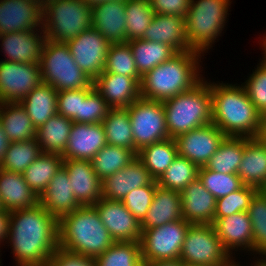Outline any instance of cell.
<instances>
[{"instance_id": "cell-36", "label": "cell", "mask_w": 266, "mask_h": 266, "mask_svg": "<svg viewBox=\"0 0 266 266\" xmlns=\"http://www.w3.org/2000/svg\"><path fill=\"white\" fill-rule=\"evenodd\" d=\"M245 148V137H225L205 167L223 174H237Z\"/></svg>"}, {"instance_id": "cell-44", "label": "cell", "mask_w": 266, "mask_h": 266, "mask_svg": "<svg viewBox=\"0 0 266 266\" xmlns=\"http://www.w3.org/2000/svg\"><path fill=\"white\" fill-rule=\"evenodd\" d=\"M102 73H116L132 78H142L137 71L132 49L128 43L110 45Z\"/></svg>"}, {"instance_id": "cell-29", "label": "cell", "mask_w": 266, "mask_h": 266, "mask_svg": "<svg viewBox=\"0 0 266 266\" xmlns=\"http://www.w3.org/2000/svg\"><path fill=\"white\" fill-rule=\"evenodd\" d=\"M183 219L181 194L157 186L149 210L140 222L141 229H150Z\"/></svg>"}, {"instance_id": "cell-32", "label": "cell", "mask_w": 266, "mask_h": 266, "mask_svg": "<svg viewBox=\"0 0 266 266\" xmlns=\"http://www.w3.org/2000/svg\"><path fill=\"white\" fill-rule=\"evenodd\" d=\"M0 120L10 142L36 138V128L20 103H0Z\"/></svg>"}, {"instance_id": "cell-51", "label": "cell", "mask_w": 266, "mask_h": 266, "mask_svg": "<svg viewBox=\"0 0 266 266\" xmlns=\"http://www.w3.org/2000/svg\"><path fill=\"white\" fill-rule=\"evenodd\" d=\"M49 266H98L95 258L82 256L58 247L50 258Z\"/></svg>"}, {"instance_id": "cell-5", "label": "cell", "mask_w": 266, "mask_h": 266, "mask_svg": "<svg viewBox=\"0 0 266 266\" xmlns=\"http://www.w3.org/2000/svg\"><path fill=\"white\" fill-rule=\"evenodd\" d=\"M169 137L212 123L210 81L205 78L194 88L162 102Z\"/></svg>"}, {"instance_id": "cell-18", "label": "cell", "mask_w": 266, "mask_h": 266, "mask_svg": "<svg viewBox=\"0 0 266 266\" xmlns=\"http://www.w3.org/2000/svg\"><path fill=\"white\" fill-rule=\"evenodd\" d=\"M69 182L80 206H94L102 198V181L96 175L90 160H63Z\"/></svg>"}, {"instance_id": "cell-61", "label": "cell", "mask_w": 266, "mask_h": 266, "mask_svg": "<svg viewBox=\"0 0 266 266\" xmlns=\"http://www.w3.org/2000/svg\"><path fill=\"white\" fill-rule=\"evenodd\" d=\"M0 210H3V207H2V205H1V201H0Z\"/></svg>"}, {"instance_id": "cell-16", "label": "cell", "mask_w": 266, "mask_h": 266, "mask_svg": "<svg viewBox=\"0 0 266 266\" xmlns=\"http://www.w3.org/2000/svg\"><path fill=\"white\" fill-rule=\"evenodd\" d=\"M42 3L38 0H0V34L42 29Z\"/></svg>"}, {"instance_id": "cell-22", "label": "cell", "mask_w": 266, "mask_h": 266, "mask_svg": "<svg viewBox=\"0 0 266 266\" xmlns=\"http://www.w3.org/2000/svg\"><path fill=\"white\" fill-rule=\"evenodd\" d=\"M126 1H108L91 7L92 27L111 44L127 43Z\"/></svg>"}, {"instance_id": "cell-6", "label": "cell", "mask_w": 266, "mask_h": 266, "mask_svg": "<svg viewBox=\"0 0 266 266\" xmlns=\"http://www.w3.org/2000/svg\"><path fill=\"white\" fill-rule=\"evenodd\" d=\"M231 0H191L185 17L186 37L190 48L203 55L222 36L229 17Z\"/></svg>"}, {"instance_id": "cell-42", "label": "cell", "mask_w": 266, "mask_h": 266, "mask_svg": "<svg viewBox=\"0 0 266 266\" xmlns=\"http://www.w3.org/2000/svg\"><path fill=\"white\" fill-rule=\"evenodd\" d=\"M125 16L127 42L141 39L154 16L150 0H127Z\"/></svg>"}, {"instance_id": "cell-7", "label": "cell", "mask_w": 266, "mask_h": 266, "mask_svg": "<svg viewBox=\"0 0 266 266\" xmlns=\"http://www.w3.org/2000/svg\"><path fill=\"white\" fill-rule=\"evenodd\" d=\"M42 30L47 40L66 43L92 27L91 6L81 0H43Z\"/></svg>"}, {"instance_id": "cell-48", "label": "cell", "mask_w": 266, "mask_h": 266, "mask_svg": "<svg viewBox=\"0 0 266 266\" xmlns=\"http://www.w3.org/2000/svg\"><path fill=\"white\" fill-rule=\"evenodd\" d=\"M157 186V181L153 180L149 185L132 190L122 199L121 202L139 222L146 216Z\"/></svg>"}, {"instance_id": "cell-35", "label": "cell", "mask_w": 266, "mask_h": 266, "mask_svg": "<svg viewBox=\"0 0 266 266\" xmlns=\"http://www.w3.org/2000/svg\"><path fill=\"white\" fill-rule=\"evenodd\" d=\"M62 166L63 157L60 154L41 153L22 175L26 184L40 197Z\"/></svg>"}, {"instance_id": "cell-21", "label": "cell", "mask_w": 266, "mask_h": 266, "mask_svg": "<svg viewBox=\"0 0 266 266\" xmlns=\"http://www.w3.org/2000/svg\"><path fill=\"white\" fill-rule=\"evenodd\" d=\"M141 78L116 73H101L94 81L95 90L111 108L129 107L141 97Z\"/></svg>"}, {"instance_id": "cell-3", "label": "cell", "mask_w": 266, "mask_h": 266, "mask_svg": "<svg viewBox=\"0 0 266 266\" xmlns=\"http://www.w3.org/2000/svg\"><path fill=\"white\" fill-rule=\"evenodd\" d=\"M201 55L194 50L177 53L170 60L147 71L140 82L141 98L163 102L190 91L204 79L200 74V62H203Z\"/></svg>"}, {"instance_id": "cell-37", "label": "cell", "mask_w": 266, "mask_h": 266, "mask_svg": "<svg viewBox=\"0 0 266 266\" xmlns=\"http://www.w3.org/2000/svg\"><path fill=\"white\" fill-rule=\"evenodd\" d=\"M102 125L108 145L128 148L134 152V139L128 107L110 108Z\"/></svg>"}, {"instance_id": "cell-40", "label": "cell", "mask_w": 266, "mask_h": 266, "mask_svg": "<svg viewBox=\"0 0 266 266\" xmlns=\"http://www.w3.org/2000/svg\"><path fill=\"white\" fill-rule=\"evenodd\" d=\"M199 167L187 158L177 156L157 180L159 187L181 192L198 177Z\"/></svg>"}, {"instance_id": "cell-56", "label": "cell", "mask_w": 266, "mask_h": 266, "mask_svg": "<svg viewBox=\"0 0 266 266\" xmlns=\"http://www.w3.org/2000/svg\"><path fill=\"white\" fill-rule=\"evenodd\" d=\"M85 2L88 6H94L96 4L102 3V2H108V1H127V0H81Z\"/></svg>"}, {"instance_id": "cell-34", "label": "cell", "mask_w": 266, "mask_h": 266, "mask_svg": "<svg viewBox=\"0 0 266 266\" xmlns=\"http://www.w3.org/2000/svg\"><path fill=\"white\" fill-rule=\"evenodd\" d=\"M127 43L132 49L135 65L141 76L177 54L172 47L164 43L143 39H134Z\"/></svg>"}, {"instance_id": "cell-33", "label": "cell", "mask_w": 266, "mask_h": 266, "mask_svg": "<svg viewBox=\"0 0 266 266\" xmlns=\"http://www.w3.org/2000/svg\"><path fill=\"white\" fill-rule=\"evenodd\" d=\"M178 156L176 142L172 138L144 146L137 152V158L143 163L154 180H158Z\"/></svg>"}, {"instance_id": "cell-45", "label": "cell", "mask_w": 266, "mask_h": 266, "mask_svg": "<svg viewBox=\"0 0 266 266\" xmlns=\"http://www.w3.org/2000/svg\"><path fill=\"white\" fill-rule=\"evenodd\" d=\"M198 177L204 187L216 198L227 196L240 189L243 184L237 174H223L199 167Z\"/></svg>"}, {"instance_id": "cell-15", "label": "cell", "mask_w": 266, "mask_h": 266, "mask_svg": "<svg viewBox=\"0 0 266 266\" xmlns=\"http://www.w3.org/2000/svg\"><path fill=\"white\" fill-rule=\"evenodd\" d=\"M100 219L115 242H139L140 222L121 201L101 198L95 205Z\"/></svg>"}, {"instance_id": "cell-14", "label": "cell", "mask_w": 266, "mask_h": 266, "mask_svg": "<svg viewBox=\"0 0 266 266\" xmlns=\"http://www.w3.org/2000/svg\"><path fill=\"white\" fill-rule=\"evenodd\" d=\"M225 137L218 127L210 123L181 134L174 140L179 156L202 167L209 162Z\"/></svg>"}, {"instance_id": "cell-11", "label": "cell", "mask_w": 266, "mask_h": 266, "mask_svg": "<svg viewBox=\"0 0 266 266\" xmlns=\"http://www.w3.org/2000/svg\"><path fill=\"white\" fill-rule=\"evenodd\" d=\"M128 112L136 155L144 146L170 138L161 101L140 97L128 107Z\"/></svg>"}, {"instance_id": "cell-60", "label": "cell", "mask_w": 266, "mask_h": 266, "mask_svg": "<svg viewBox=\"0 0 266 266\" xmlns=\"http://www.w3.org/2000/svg\"><path fill=\"white\" fill-rule=\"evenodd\" d=\"M231 266H241L239 261L238 262H234Z\"/></svg>"}, {"instance_id": "cell-47", "label": "cell", "mask_w": 266, "mask_h": 266, "mask_svg": "<svg viewBox=\"0 0 266 266\" xmlns=\"http://www.w3.org/2000/svg\"><path fill=\"white\" fill-rule=\"evenodd\" d=\"M93 89L92 84L87 89L58 91L57 113L73 122L81 123L82 101Z\"/></svg>"}, {"instance_id": "cell-52", "label": "cell", "mask_w": 266, "mask_h": 266, "mask_svg": "<svg viewBox=\"0 0 266 266\" xmlns=\"http://www.w3.org/2000/svg\"><path fill=\"white\" fill-rule=\"evenodd\" d=\"M191 0H150L154 14L177 15L185 18Z\"/></svg>"}, {"instance_id": "cell-19", "label": "cell", "mask_w": 266, "mask_h": 266, "mask_svg": "<svg viewBox=\"0 0 266 266\" xmlns=\"http://www.w3.org/2000/svg\"><path fill=\"white\" fill-rule=\"evenodd\" d=\"M107 144L102 123L73 122L63 160H90Z\"/></svg>"}, {"instance_id": "cell-49", "label": "cell", "mask_w": 266, "mask_h": 266, "mask_svg": "<svg viewBox=\"0 0 266 266\" xmlns=\"http://www.w3.org/2000/svg\"><path fill=\"white\" fill-rule=\"evenodd\" d=\"M242 85L255 108L264 116L266 114V66L259 61Z\"/></svg>"}, {"instance_id": "cell-27", "label": "cell", "mask_w": 266, "mask_h": 266, "mask_svg": "<svg viewBox=\"0 0 266 266\" xmlns=\"http://www.w3.org/2000/svg\"><path fill=\"white\" fill-rule=\"evenodd\" d=\"M39 203L57 220L80 207L71 189L69 175L63 166L40 195Z\"/></svg>"}, {"instance_id": "cell-30", "label": "cell", "mask_w": 266, "mask_h": 266, "mask_svg": "<svg viewBox=\"0 0 266 266\" xmlns=\"http://www.w3.org/2000/svg\"><path fill=\"white\" fill-rule=\"evenodd\" d=\"M57 96L52 85L42 82L19 102L36 129L57 114Z\"/></svg>"}, {"instance_id": "cell-25", "label": "cell", "mask_w": 266, "mask_h": 266, "mask_svg": "<svg viewBox=\"0 0 266 266\" xmlns=\"http://www.w3.org/2000/svg\"><path fill=\"white\" fill-rule=\"evenodd\" d=\"M237 175L243 185L266 189V139L246 138L245 148Z\"/></svg>"}, {"instance_id": "cell-31", "label": "cell", "mask_w": 266, "mask_h": 266, "mask_svg": "<svg viewBox=\"0 0 266 266\" xmlns=\"http://www.w3.org/2000/svg\"><path fill=\"white\" fill-rule=\"evenodd\" d=\"M73 121L55 114L36 129V141L42 153L62 155L68 144Z\"/></svg>"}, {"instance_id": "cell-39", "label": "cell", "mask_w": 266, "mask_h": 266, "mask_svg": "<svg viewBox=\"0 0 266 266\" xmlns=\"http://www.w3.org/2000/svg\"><path fill=\"white\" fill-rule=\"evenodd\" d=\"M41 153V147L36 138L10 142L0 168L22 174Z\"/></svg>"}, {"instance_id": "cell-9", "label": "cell", "mask_w": 266, "mask_h": 266, "mask_svg": "<svg viewBox=\"0 0 266 266\" xmlns=\"http://www.w3.org/2000/svg\"><path fill=\"white\" fill-rule=\"evenodd\" d=\"M180 260L186 266H231L235 257H231L223 248L212 224H191L183 242Z\"/></svg>"}, {"instance_id": "cell-24", "label": "cell", "mask_w": 266, "mask_h": 266, "mask_svg": "<svg viewBox=\"0 0 266 266\" xmlns=\"http://www.w3.org/2000/svg\"><path fill=\"white\" fill-rule=\"evenodd\" d=\"M154 179L136 157L120 171L102 181V198L112 201L122 199L132 190L149 185Z\"/></svg>"}, {"instance_id": "cell-10", "label": "cell", "mask_w": 266, "mask_h": 266, "mask_svg": "<svg viewBox=\"0 0 266 266\" xmlns=\"http://www.w3.org/2000/svg\"><path fill=\"white\" fill-rule=\"evenodd\" d=\"M191 224L180 219L162 226L142 229L140 249L143 264L180 259L183 242Z\"/></svg>"}, {"instance_id": "cell-57", "label": "cell", "mask_w": 266, "mask_h": 266, "mask_svg": "<svg viewBox=\"0 0 266 266\" xmlns=\"http://www.w3.org/2000/svg\"><path fill=\"white\" fill-rule=\"evenodd\" d=\"M260 46L262 47L263 50V58L261 59V61L264 63V65L266 66V35L263 36V39L260 41Z\"/></svg>"}, {"instance_id": "cell-38", "label": "cell", "mask_w": 266, "mask_h": 266, "mask_svg": "<svg viewBox=\"0 0 266 266\" xmlns=\"http://www.w3.org/2000/svg\"><path fill=\"white\" fill-rule=\"evenodd\" d=\"M137 155L128 148L106 144L92 159L91 164L101 181L120 171Z\"/></svg>"}, {"instance_id": "cell-8", "label": "cell", "mask_w": 266, "mask_h": 266, "mask_svg": "<svg viewBox=\"0 0 266 266\" xmlns=\"http://www.w3.org/2000/svg\"><path fill=\"white\" fill-rule=\"evenodd\" d=\"M43 83L58 91L87 89L93 84L76 64L66 43L46 40L40 58Z\"/></svg>"}, {"instance_id": "cell-28", "label": "cell", "mask_w": 266, "mask_h": 266, "mask_svg": "<svg viewBox=\"0 0 266 266\" xmlns=\"http://www.w3.org/2000/svg\"><path fill=\"white\" fill-rule=\"evenodd\" d=\"M0 201L3 210L12 212L36 206L39 197L26 184L22 174L0 168Z\"/></svg>"}, {"instance_id": "cell-13", "label": "cell", "mask_w": 266, "mask_h": 266, "mask_svg": "<svg viewBox=\"0 0 266 266\" xmlns=\"http://www.w3.org/2000/svg\"><path fill=\"white\" fill-rule=\"evenodd\" d=\"M66 44L76 64L94 81L104 70L111 43L90 27Z\"/></svg>"}, {"instance_id": "cell-41", "label": "cell", "mask_w": 266, "mask_h": 266, "mask_svg": "<svg viewBox=\"0 0 266 266\" xmlns=\"http://www.w3.org/2000/svg\"><path fill=\"white\" fill-rule=\"evenodd\" d=\"M247 213L252 223L253 254L266 257V192L259 190L252 198Z\"/></svg>"}, {"instance_id": "cell-23", "label": "cell", "mask_w": 266, "mask_h": 266, "mask_svg": "<svg viewBox=\"0 0 266 266\" xmlns=\"http://www.w3.org/2000/svg\"><path fill=\"white\" fill-rule=\"evenodd\" d=\"M183 219L190 224H212L216 198L197 177L181 192Z\"/></svg>"}, {"instance_id": "cell-50", "label": "cell", "mask_w": 266, "mask_h": 266, "mask_svg": "<svg viewBox=\"0 0 266 266\" xmlns=\"http://www.w3.org/2000/svg\"><path fill=\"white\" fill-rule=\"evenodd\" d=\"M110 108L94 88L82 101L81 123H102Z\"/></svg>"}, {"instance_id": "cell-26", "label": "cell", "mask_w": 266, "mask_h": 266, "mask_svg": "<svg viewBox=\"0 0 266 266\" xmlns=\"http://www.w3.org/2000/svg\"><path fill=\"white\" fill-rule=\"evenodd\" d=\"M141 39L167 44L177 53L192 50L186 37L185 18L177 15L154 14Z\"/></svg>"}, {"instance_id": "cell-55", "label": "cell", "mask_w": 266, "mask_h": 266, "mask_svg": "<svg viewBox=\"0 0 266 266\" xmlns=\"http://www.w3.org/2000/svg\"><path fill=\"white\" fill-rule=\"evenodd\" d=\"M143 266H186L180 259L175 260H159L153 263L144 264Z\"/></svg>"}, {"instance_id": "cell-46", "label": "cell", "mask_w": 266, "mask_h": 266, "mask_svg": "<svg viewBox=\"0 0 266 266\" xmlns=\"http://www.w3.org/2000/svg\"><path fill=\"white\" fill-rule=\"evenodd\" d=\"M258 191L255 187L243 185L237 191L216 199L214 220L247 211L252 198Z\"/></svg>"}, {"instance_id": "cell-17", "label": "cell", "mask_w": 266, "mask_h": 266, "mask_svg": "<svg viewBox=\"0 0 266 266\" xmlns=\"http://www.w3.org/2000/svg\"><path fill=\"white\" fill-rule=\"evenodd\" d=\"M0 40L5 61L40 64L47 38L42 29H37L0 34Z\"/></svg>"}, {"instance_id": "cell-2", "label": "cell", "mask_w": 266, "mask_h": 266, "mask_svg": "<svg viewBox=\"0 0 266 266\" xmlns=\"http://www.w3.org/2000/svg\"><path fill=\"white\" fill-rule=\"evenodd\" d=\"M212 123L226 137H260L263 116L255 108L241 84L210 81Z\"/></svg>"}, {"instance_id": "cell-58", "label": "cell", "mask_w": 266, "mask_h": 266, "mask_svg": "<svg viewBox=\"0 0 266 266\" xmlns=\"http://www.w3.org/2000/svg\"><path fill=\"white\" fill-rule=\"evenodd\" d=\"M253 263L251 266H266V257L260 259L257 257V260L253 261Z\"/></svg>"}, {"instance_id": "cell-59", "label": "cell", "mask_w": 266, "mask_h": 266, "mask_svg": "<svg viewBox=\"0 0 266 266\" xmlns=\"http://www.w3.org/2000/svg\"><path fill=\"white\" fill-rule=\"evenodd\" d=\"M261 137L266 139V114L263 116V128L261 132Z\"/></svg>"}, {"instance_id": "cell-54", "label": "cell", "mask_w": 266, "mask_h": 266, "mask_svg": "<svg viewBox=\"0 0 266 266\" xmlns=\"http://www.w3.org/2000/svg\"><path fill=\"white\" fill-rule=\"evenodd\" d=\"M10 141L8 140L4 130L3 126L0 120V164L3 161V158L5 156V153L7 151V148L9 146Z\"/></svg>"}, {"instance_id": "cell-1", "label": "cell", "mask_w": 266, "mask_h": 266, "mask_svg": "<svg viewBox=\"0 0 266 266\" xmlns=\"http://www.w3.org/2000/svg\"><path fill=\"white\" fill-rule=\"evenodd\" d=\"M16 266H49L58 249V220L38 203L9 215L7 243Z\"/></svg>"}, {"instance_id": "cell-4", "label": "cell", "mask_w": 266, "mask_h": 266, "mask_svg": "<svg viewBox=\"0 0 266 266\" xmlns=\"http://www.w3.org/2000/svg\"><path fill=\"white\" fill-rule=\"evenodd\" d=\"M114 242L94 206H80L58 220V245L67 251L96 258Z\"/></svg>"}, {"instance_id": "cell-43", "label": "cell", "mask_w": 266, "mask_h": 266, "mask_svg": "<svg viewBox=\"0 0 266 266\" xmlns=\"http://www.w3.org/2000/svg\"><path fill=\"white\" fill-rule=\"evenodd\" d=\"M98 266H143L140 242H114L95 258Z\"/></svg>"}, {"instance_id": "cell-12", "label": "cell", "mask_w": 266, "mask_h": 266, "mask_svg": "<svg viewBox=\"0 0 266 266\" xmlns=\"http://www.w3.org/2000/svg\"><path fill=\"white\" fill-rule=\"evenodd\" d=\"M42 82L39 64L0 61V103H19Z\"/></svg>"}, {"instance_id": "cell-53", "label": "cell", "mask_w": 266, "mask_h": 266, "mask_svg": "<svg viewBox=\"0 0 266 266\" xmlns=\"http://www.w3.org/2000/svg\"><path fill=\"white\" fill-rule=\"evenodd\" d=\"M9 215L10 212L0 210V246H2V243L7 242L9 230Z\"/></svg>"}, {"instance_id": "cell-20", "label": "cell", "mask_w": 266, "mask_h": 266, "mask_svg": "<svg viewBox=\"0 0 266 266\" xmlns=\"http://www.w3.org/2000/svg\"><path fill=\"white\" fill-rule=\"evenodd\" d=\"M212 225L223 248L231 257L234 250L253 253L252 223L247 211L213 220Z\"/></svg>"}]
</instances>
